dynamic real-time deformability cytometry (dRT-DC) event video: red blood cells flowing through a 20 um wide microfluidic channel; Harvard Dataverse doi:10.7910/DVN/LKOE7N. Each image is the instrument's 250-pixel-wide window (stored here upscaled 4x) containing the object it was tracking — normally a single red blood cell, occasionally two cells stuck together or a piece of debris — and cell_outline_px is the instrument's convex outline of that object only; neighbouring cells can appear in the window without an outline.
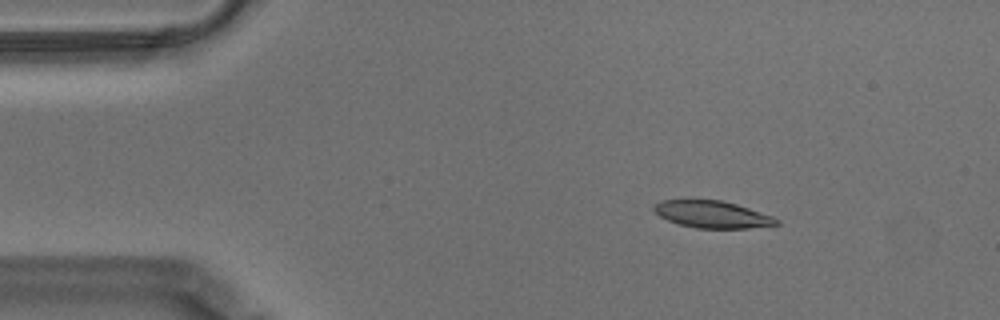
{"species": "Egyptian fruit bat (a non-hibernating species)", "species_latin": "Rousettus aegyptiacus", "temperature_condition": "warm", "stored_images_in_passage": 57, "camera_frame_rate_fps": 3000, "um_per_image_px": 0.085, "animal": {"sex": "male"}, "frame": {"image": 1, "passage_image": 8, "time_ms": 2.333, "image_size_px": [1000, 320], "cell_outline_px": [[780, 224], [748, 228], [696, 228], [680, 224], [668, 220], [660, 216], [652, 208], [660, 200], [720, 200], [736, 204], [772, 216], [780, 220]], "centroid_in_image_um": [60.55, 18.22], "position_along_channel_um": 24.4, "area_um2": 19.07}}
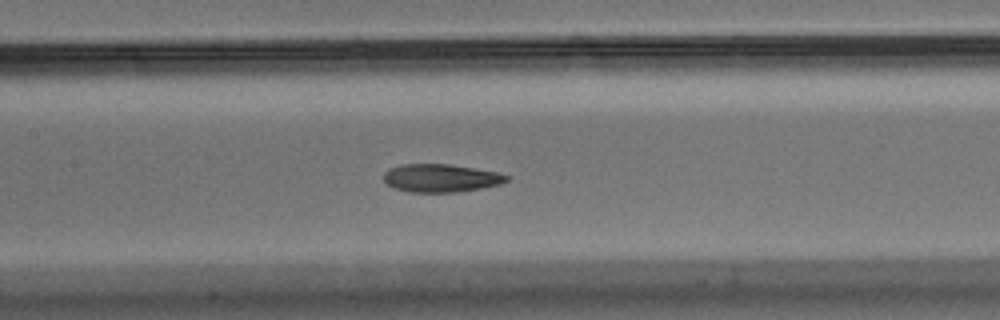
{"frame": {"image": 2, "passage_image": 26, "time_ms": 8.333, "image_size_px": [1000, 320], "cell_outline_px": [[512, 176], [508, 180], [500, 184], [480, 188], [456, 192], [408, 192], [396, 188], [388, 184], [384, 180], [384, 172], [388, 168], [400, 164], [448, 164], [496, 172]], "centroid_in_image_um": [37.46, 15.13], "position_along_channel_um": 169.9, "area_um2": 20.0}}
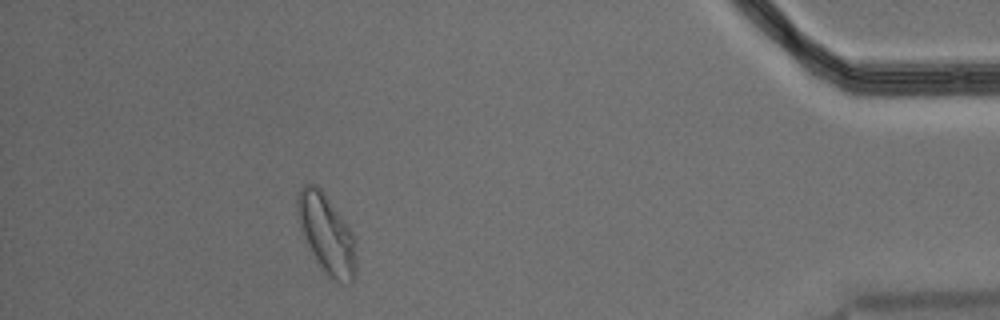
{"frame": {"image": 3, "passage_image": 51, "time_ms": 16.667, "image_size_px": [1000, 320], "cell_outline_px": [[356, 276], [352, 284], [348, 284], [336, 280], [328, 276], [320, 268], [300, 228], [296, 212], [296, 196], [300, 188], [304, 184], [316, 184], [320, 188], [348, 224], [352, 232], [356, 244]], "centroid_in_image_um": [27.77, 19.89], "position_along_channel_um": 407.4, "area_um2": 27.34}, "authors_computed_cell_mechanics": {"area_um2": 20.6924, "velocity_mm_per_s": 3.4988, "shape_relaxation_time_tau1_ms": 10.9848, "shape_relaxation_time_tau2_ms": 2.8626, "deformation_change_tau1": 0.2345, "deformation_change_tau2": 0.0901}}